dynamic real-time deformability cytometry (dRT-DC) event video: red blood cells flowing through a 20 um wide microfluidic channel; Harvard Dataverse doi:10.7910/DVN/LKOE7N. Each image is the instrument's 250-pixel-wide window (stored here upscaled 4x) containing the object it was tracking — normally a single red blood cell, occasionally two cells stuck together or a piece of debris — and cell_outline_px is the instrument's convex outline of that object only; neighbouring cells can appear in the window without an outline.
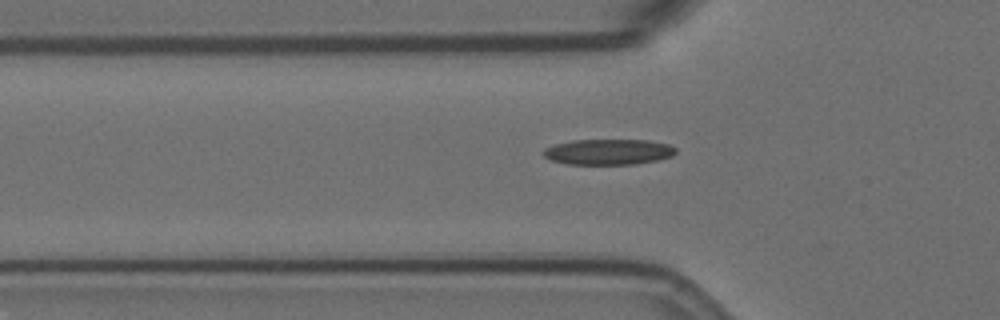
{"species": "Egyptian fruit bat (a non-hibernating species)", "species_latin": "Rousettus aegyptiacus", "temperature_condition": "room temperature", "stored_images_in_passage": 40, "camera_frame_rate_fps": 3000, "um_per_image_px": 0.085, "animal": {"sex": "female"}, "frame": {"image": 1, "passage_image": 8, "time_ms": 2.333, "image_size_px": [1000, 320], "cell_outline_px": [[676, 152], [672, 156], [656, 160], [636, 164], [568, 164], [552, 160], [544, 156], [540, 152], [544, 148], [556, 144], [572, 140], [648, 140], [668, 144], [676, 148]], "centroid_in_image_um": [51.7, 12.9], "position_along_channel_um": 74.1, "area_um2": 19.77}}
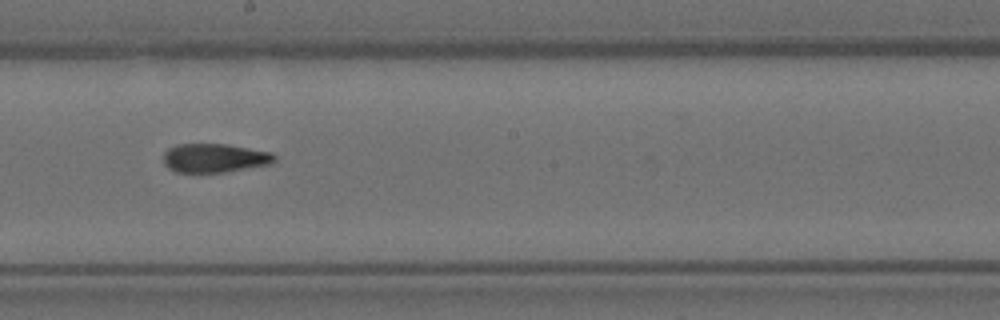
{"frame": {"image": 2, "passage_image": 21, "time_ms": 6.667, "image_size_px": [1000, 320], "cell_outline_px": [[276, 160], [272, 164], [224, 172], [176, 172], [168, 168], [164, 164], [164, 152], [168, 148], [176, 144], [228, 144], [272, 152], [276, 156]], "centroid_in_image_um": [18.26, 13.42], "position_along_channel_um": 229.9, "area_um2": 18.84}}
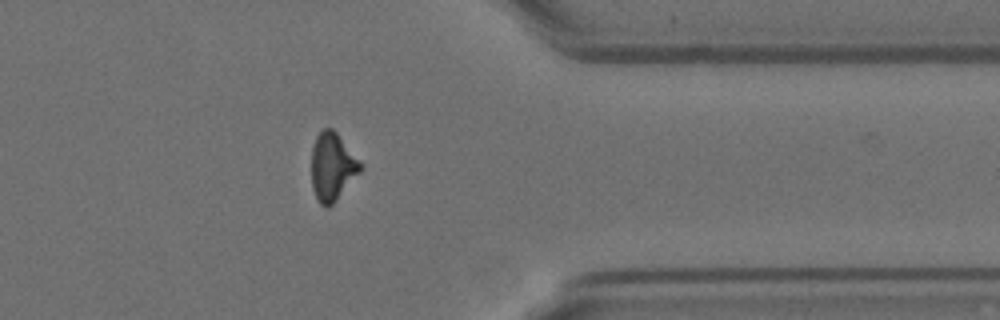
{"frame": {"image": 3, "passage_image": 35, "time_ms": 11.333, "image_size_px": [1000, 320], "cell_outline_px": [[360, 172], [336, 200], [328, 208], [324, 208], [320, 204], [312, 188], [312, 148], [316, 136], [324, 128], [332, 128], [336, 132], [360, 164]], "centroid_in_image_um": [28.2, 14.2], "position_along_channel_um": 383.2, "area_um2": 18.79}, "authors_computed_cell_mechanics": {"area_um2": 19.6809, "velocity_mm_per_s": 3.5669, "shape_relaxation_time_tau1_ms": null, "shape_relaxation_time_tau2_ms": 3.1807, "deformation_change_tau1": null, "deformation_change_tau2": 0.1124}}